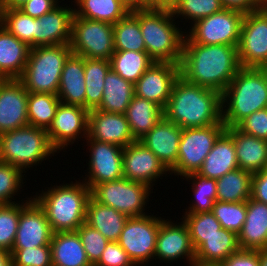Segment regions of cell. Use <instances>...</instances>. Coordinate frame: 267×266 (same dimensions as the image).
<instances>
[{"mask_svg":"<svg viewBox=\"0 0 267 266\" xmlns=\"http://www.w3.org/2000/svg\"><path fill=\"white\" fill-rule=\"evenodd\" d=\"M88 136L101 142L112 143L122 148L135 142L125 114L89 111Z\"/></svg>","mask_w":267,"mask_h":266,"instance_id":"cell-21","label":"cell"},{"mask_svg":"<svg viewBox=\"0 0 267 266\" xmlns=\"http://www.w3.org/2000/svg\"><path fill=\"white\" fill-rule=\"evenodd\" d=\"M125 116L132 136L135 140H140L161 120L164 113L156 103L134 95Z\"/></svg>","mask_w":267,"mask_h":266,"instance_id":"cell-31","label":"cell"},{"mask_svg":"<svg viewBox=\"0 0 267 266\" xmlns=\"http://www.w3.org/2000/svg\"><path fill=\"white\" fill-rule=\"evenodd\" d=\"M84 140L90 147L88 148L90 159L88 160V173L86 172L83 182L92 189L96 184L122 179L123 148L112 143L91 139L89 136Z\"/></svg>","mask_w":267,"mask_h":266,"instance_id":"cell-14","label":"cell"},{"mask_svg":"<svg viewBox=\"0 0 267 266\" xmlns=\"http://www.w3.org/2000/svg\"><path fill=\"white\" fill-rule=\"evenodd\" d=\"M72 8V9H71ZM74 8L57 5L50 12L35 19V47L69 44Z\"/></svg>","mask_w":267,"mask_h":266,"instance_id":"cell-23","label":"cell"},{"mask_svg":"<svg viewBox=\"0 0 267 266\" xmlns=\"http://www.w3.org/2000/svg\"><path fill=\"white\" fill-rule=\"evenodd\" d=\"M84 57L71 54L61 72L57 96L60 102L85 108Z\"/></svg>","mask_w":267,"mask_h":266,"instance_id":"cell-28","label":"cell"},{"mask_svg":"<svg viewBox=\"0 0 267 266\" xmlns=\"http://www.w3.org/2000/svg\"><path fill=\"white\" fill-rule=\"evenodd\" d=\"M253 173L237 168L217 179V201L242 202L251 197Z\"/></svg>","mask_w":267,"mask_h":266,"instance_id":"cell-34","label":"cell"},{"mask_svg":"<svg viewBox=\"0 0 267 266\" xmlns=\"http://www.w3.org/2000/svg\"><path fill=\"white\" fill-rule=\"evenodd\" d=\"M260 266H267V249L259 250Z\"/></svg>","mask_w":267,"mask_h":266,"instance_id":"cell-59","label":"cell"},{"mask_svg":"<svg viewBox=\"0 0 267 266\" xmlns=\"http://www.w3.org/2000/svg\"><path fill=\"white\" fill-rule=\"evenodd\" d=\"M28 0H0V8H19Z\"/></svg>","mask_w":267,"mask_h":266,"instance_id":"cell-57","label":"cell"},{"mask_svg":"<svg viewBox=\"0 0 267 266\" xmlns=\"http://www.w3.org/2000/svg\"><path fill=\"white\" fill-rule=\"evenodd\" d=\"M50 246L52 266H92L77 231L53 233Z\"/></svg>","mask_w":267,"mask_h":266,"instance_id":"cell-29","label":"cell"},{"mask_svg":"<svg viewBox=\"0 0 267 266\" xmlns=\"http://www.w3.org/2000/svg\"><path fill=\"white\" fill-rule=\"evenodd\" d=\"M111 69L110 60L84 58L85 108L97 109L103 98L104 79Z\"/></svg>","mask_w":267,"mask_h":266,"instance_id":"cell-35","label":"cell"},{"mask_svg":"<svg viewBox=\"0 0 267 266\" xmlns=\"http://www.w3.org/2000/svg\"><path fill=\"white\" fill-rule=\"evenodd\" d=\"M164 219L148 213L127 219L117 242L136 266H146L154 259L156 238Z\"/></svg>","mask_w":267,"mask_h":266,"instance_id":"cell-11","label":"cell"},{"mask_svg":"<svg viewBox=\"0 0 267 266\" xmlns=\"http://www.w3.org/2000/svg\"><path fill=\"white\" fill-rule=\"evenodd\" d=\"M129 217L92 197L88 200L86 223L97 229L109 242H117Z\"/></svg>","mask_w":267,"mask_h":266,"instance_id":"cell-30","label":"cell"},{"mask_svg":"<svg viewBox=\"0 0 267 266\" xmlns=\"http://www.w3.org/2000/svg\"><path fill=\"white\" fill-rule=\"evenodd\" d=\"M24 172L12 164L0 161V204L16 203L14 196L23 188Z\"/></svg>","mask_w":267,"mask_h":266,"instance_id":"cell-45","label":"cell"},{"mask_svg":"<svg viewBox=\"0 0 267 266\" xmlns=\"http://www.w3.org/2000/svg\"><path fill=\"white\" fill-rule=\"evenodd\" d=\"M59 104L60 99L55 94L28 92L29 125L47 130L56 115Z\"/></svg>","mask_w":267,"mask_h":266,"instance_id":"cell-38","label":"cell"},{"mask_svg":"<svg viewBox=\"0 0 267 266\" xmlns=\"http://www.w3.org/2000/svg\"><path fill=\"white\" fill-rule=\"evenodd\" d=\"M89 110L60 102L56 115L46 130L52 146L59 153L78 138L88 137ZM80 136V137H79Z\"/></svg>","mask_w":267,"mask_h":266,"instance_id":"cell-15","label":"cell"},{"mask_svg":"<svg viewBox=\"0 0 267 266\" xmlns=\"http://www.w3.org/2000/svg\"><path fill=\"white\" fill-rule=\"evenodd\" d=\"M20 218V201L0 204V249L11 252Z\"/></svg>","mask_w":267,"mask_h":266,"instance_id":"cell-46","label":"cell"},{"mask_svg":"<svg viewBox=\"0 0 267 266\" xmlns=\"http://www.w3.org/2000/svg\"><path fill=\"white\" fill-rule=\"evenodd\" d=\"M251 198L267 204V167L253 173Z\"/></svg>","mask_w":267,"mask_h":266,"instance_id":"cell-53","label":"cell"},{"mask_svg":"<svg viewBox=\"0 0 267 266\" xmlns=\"http://www.w3.org/2000/svg\"><path fill=\"white\" fill-rule=\"evenodd\" d=\"M154 61L147 52L115 51L110 59L111 69L123 79L135 84Z\"/></svg>","mask_w":267,"mask_h":266,"instance_id":"cell-37","label":"cell"},{"mask_svg":"<svg viewBox=\"0 0 267 266\" xmlns=\"http://www.w3.org/2000/svg\"><path fill=\"white\" fill-rule=\"evenodd\" d=\"M11 259V253L0 249V266H4Z\"/></svg>","mask_w":267,"mask_h":266,"instance_id":"cell-58","label":"cell"},{"mask_svg":"<svg viewBox=\"0 0 267 266\" xmlns=\"http://www.w3.org/2000/svg\"><path fill=\"white\" fill-rule=\"evenodd\" d=\"M223 8L234 9L243 13L259 10L266 0H220Z\"/></svg>","mask_w":267,"mask_h":266,"instance_id":"cell-54","label":"cell"},{"mask_svg":"<svg viewBox=\"0 0 267 266\" xmlns=\"http://www.w3.org/2000/svg\"><path fill=\"white\" fill-rule=\"evenodd\" d=\"M182 128L164 116L139 142L151 150L164 166L171 171L178 159Z\"/></svg>","mask_w":267,"mask_h":266,"instance_id":"cell-22","label":"cell"},{"mask_svg":"<svg viewBox=\"0 0 267 266\" xmlns=\"http://www.w3.org/2000/svg\"><path fill=\"white\" fill-rule=\"evenodd\" d=\"M4 266H14L13 260L10 259Z\"/></svg>","mask_w":267,"mask_h":266,"instance_id":"cell-61","label":"cell"},{"mask_svg":"<svg viewBox=\"0 0 267 266\" xmlns=\"http://www.w3.org/2000/svg\"><path fill=\"white\" fill-rule=\"evenodd\" d=\"M134 95V84L110 69L104 79L103 98L97 109L125 114Z\"/></svg>","mask_w":267,"mask_h":266,"instance_id":"cell-32","label":"cell"},{"mask_svg":"<svg viewBox=\"0 0 267 266\" xmlns=\"http://www.w3.org/2000/svg\"><path fill=\"white\" fill-rule=\"evenodd\" d=\"M164 117L180 128L205 127L222 122V94L179 76L163 109Z\"/></svg>","mask_w":267,"mask_h":266,"instance_id":"cell-2","label":"cell"},{"mask_svg":"<svg viewBox=\"0 0 267 266\" xmlns=\"http://www.w3.org/2000/svg\"><path fill=\"white\" fill-rule=\"evenodd\" d=\"M10 253L14 266H52L50 245L12 249Z\"/></svg>","mask_w":267,"mask_h":266,"instance_id":"cell-48","label":"cell"},{"mask_svg":"<svg viewBox=\"0 0 267 266\" xmlns=\"http://www.w3.org/2000/svg\"><path fill=\"white\" fill-rule=\"evenodd\" d=\"M53 231L43 208L34 198L20 204V218L12 249L36 248L50 245Z\"/></svg>","mask_w":267,"mask_h":266,"instance_id":"cell-16","label":"cell"},{"mask_svg":"<svg viewBox=\"0 0 267 266\" xmlns=\"http://www.w3.org/2000/svg\"><path fill=\"white\" fill-rule=\"evenodd\" d=\"M236 127L246 134L267 140V108L253 112Z\"/></svg>","mask_w":267,"mask_h":266,"instance_id":"cell-49","label":"cell"},{"mask_svg":"<svg viewBox=\"0 0 267 266\" xmlns=\"http://www.w3.org/2000/svg\"><path fill=\"white\" fill-rule=\"evenodd\" d=\"M179 1L180 0H148V9L173 11Z\"/></svg>","mask_w":267,"mask_h":266,"instance_id":"cell-55","label":"cell"},{"mask_svg":"<svg viewBox=\"0 0 267 266\" xmlns=\"http://www.w3.org/2000/svg\"><path fill=\"white\" fill-rule=\"evenodd\" d=\"M59 0H28L19 9L32 18H39L50 12L58 4Z\"/></svg>","mask_w":267,"mask_h":266,"instance_id":"cell-52","label":"cell"},{"mask_svg":"<svg viewBox=\"0 0 267 266\" xmlns=\"http://www.w3.org/2000/svg\"><path fill=\"white\" fill-rule=\"evenodd\" d=\"M241 68H267V12L245 13L237 46Z\"/></svg>","mask_w":267,"mask_h":266,"instance_id":"cell-13","label":"cell"},{"mask_svg":"<svg viewBox=\"0 0 267 266\" xmlns=\"http://www.w3.org/2000/svg\"><path fill=\"white\" fill-rule=\"evenodd\" d=\"M246 203V220L238 234L240 249H267V204L251 197Z\"/></svg>","mask_w":267,"mask_h":266,"instance_id":"cell-25","label":"cell"},{"mask_svg":"<svg viewBox=\"0 0 267 266\" xmlns=\"http://www.w3.org/2000/svg\"><path fill=\"white\" fill-rule=\"evenodd\" d=\"M179 76V64L153 62L134 84L135 95L152 101L164 109L170 98L174 82Z\"/></svg>","mask_w":267,"mask_h":266,"instance_id":"cell-18","label":"cell"},{"mask_svg":"<svg viewBox=\"0 0 267 266\" xmlns=\"http://www.w3.org/2000/svg\"><path fill=\"white\" fill-rule=\"evenodd\" d=\"M262 8L267 12V1L264 2V5Z\"/></svg>","mask_w":267,"mask_h":266,"instance_id":"cell-62","label":"cell"},{"mask_svg":"<svg viewBox=\"0 0 267 266\" xmlns=\"http://www.w3.org/2000/svg\"><path fill=\"white\" fill-rule=\"evenodd\" d=\"M128 12L144 10L148 8V0H119Z\"/></svg>","mask_w":267,"mask_h":266,"instance_id":"cell-56","label":"cell"},{"mask_svg":"<svg viewBox=\"0 0 267 266\" xmlns=\"http://www.w3.org/2000/svg\"><path fill=\"white\" fill-rule=\"evenodd\" d=\"M244 15L241 11L223 8L217 13L197 20L186 35L194 43L201 45L238 46Z\"/></svg>","mask_w":267,"mask_h":266,"instance_id":"cell-12","label":"cell"},{"mask_svg":"<svg viewBox=\"0 0 267 266\" xmlns=\"http://www.w3.org/2000/svg\"><path fill=\"white\" fill-rule=\"evenodd\" d=\"M221 266H260L259 250L239 249L220 263Z\"/></svg>","mask_w":267,"mask_h":266,"instance_id":"cell-51","label":"cell"},{"mask_svg":"<svg viewBox=\"0 0 267 266\" xmlns=\"http://www.w3.org/2000/svg\"><path fill=\"white\" fill-rule=\"evenodd\" d=\"M123 178L144 183L151 188L158 178L170 173L159 158L136 140L123 148ZM165 174V175H163Z\"/></svg>","mask_w":267,"mask_h":266,"instance_id":"cell-19","label":"cell"},{"mask_svg":"<svg viewBox=\"0 0 267 266\" xmlns=\"http://www.w3.org/2000/svg\"><path fill=\"white\" fill-rule=\"evenodd\" d=\"M180 76L221 94L241 69L237 46L201 45L185 36Z\"/></svg>","mask_w":267,"mask_h":266,"instance_id":"cell-1","label":"cell"},{"mask_svg":"<svg viewBox=\"0 0 267 266\" xmlns=\"http://www.w3.org/2000/svg\"><path fill=\"white\" fill-rule=\"evenodd\" d=\"M69 45L73 54L78 56L110 60L115 52L113 24L74 14Z\"/></svg>","mask_w":267,"mask_h":266,"instance_id":"cell-9","label":"cell"},{"mask_svg":"<svg viewBox=\"0 0 267 266\" xmlns=\"http://www.w3.org/2000/svg\"><path fill=\"white\" fill-rule=\"evenodd\" d=\"M78 17L115 24L129 12L119 0H74Z\"/></svg>","mask_w":267,"mask_h":266,"instance_id":"cell-36","label":"cell"},{"mask_svg":"<svg viewBox=\"0 0 267 266\" xmlns=\"http://www.w3.org/2000/svg\"><path fill=\"white\" fill-rule=\"evenodd\" d=\"M30 47L0 24V79H19L27 64Z\"/></svg>","mask_w":267,"mask_h":266,"instance_id":"cell-26","label":"cell"},{"mask_svg":"<svg viewBox=\"0 0 267 266\" xmlns=\"http://www.w3.org/2000/svg\"><path fill=\"white\" fill-rule=\"evenodd\" d=\"M113 36L115 51L146 52L139 20L132 12L113 24Z\"/></svg>","mask_w":267,"mask_h":266,"instance_id":"cell-39","label":"cell"},{"mask_svg":"<svg viewBox=\"0 0 267 266\" xmlns=\"http://www.w3.org/2000/svg\"><path fill=\"white\" fill-rule=\"evenodd\" d=\"M239 249L238 235L221 228L195 251V262L220 264Z\"/></svg>","mask_w":267,"mask_h":266,"instance_id":"cell-33","label":"cell"},{"mask_svg":"<svg viewBox=\"0 0 267 266\" xmlns=\"http://www.w3.org/2000/svg\"><path fill=\"white\" fill-rule=\"evenodd\" d=\"M132 13L139 20L149 57L154 62L180 64L186 32L176 25L172 11L147 8Z\"/></svg>","mask_w":267,"mask_h":266,"instance_id":"cell-5","label":"cell"},{"mask_svg":"<svg viewBox=\"0 0 267 266\" xmlns=\"http://www.w3.org/2000/svg\"><path fill=\"white\" fill-rule=\"evenodd\" d=\"M75 181L56 184L33 196L45 211L53 233L76 231L86 222L91 189L82 180Z\"/></svg>","mask_w":267,"mask_h":266,"instance_id":"cell-3","label":"cell"},{"mask_svg":"<svg viewBox=\"0 0 267 266\" xmlns=\"http://www.w3.org/2000/svg\"><path fill=\"white\" fill-rule=\"evenodd\" d=\"M72 53L69 44L30 48L27 64L19 80L28 92L57 95L61 72Z\"/></svg>","mask_w":267,"mask_h":266,"instance_id":"cell-7","label":"cell"},{"mask_svg":"<svg viewBox=\"0 0 267 266\" xmlns=\"http://www.w3.org/2000/svg\"><path fill=\"white\" fill-rule=\"evenodd\" d=\"M191 266H221L220 264L194 262Z\"/></svg>","mask_w":267,"mask_h":266,"instance_id":"cell-60","label":"cell"},{"mask_svg":"<svg viewBox=\"0 0 267 266\" xmlns=\"http://www.w3.org/2000/svg\"><path fill=\"white\" fill-rule=\"evenodd\" d=\"M0 24L30 48L35 47V18L19 8H0Z\"/></svg>","mask_w":267,"mask_h":266,"instance_id":"cell-40","label":"cell"},{"mask_svg":"<svg viewBox=\"0 0 267 266\" xmlns=\"http://www.w3.org/2000/svg\"><path fill=\"white\" fill-rule=\"evenodd\" d=\"M211 213L219 221L222 228L232 231L237 235L246 220L247 203L215 201Z\"/></svg>","mask_w":267,"mask_h":266,"instance_id":"cell-43","label":"cell"},{"mask_svg":"<svg viewBox=\"0 0 267 266\" xmlns=\"http://www.w3.org/2000/svg\"><path fill=\"white\" fill-rule=\"evenodd\" d=\"M223 9L220 0H180L172 13L177 19L191 20L190 25L197 20L208 17Z\"/></svg>","mask_w":267,"mask_h":266,"instance_id":"cell-44","label":"cell"},{"mask_svg":"<svg viewBox=\"0 0 267 266\" xmlns=\"http://www.w3.org/2000/svg\"><path fill=\"white\" fill-rule=\"evenodd\" d=\"M150 189L144 183L122 178L96 184L91 189V197L128 217H139L147 215L144 211L149 204L150 193H153V189Z\"/></svg>","mask_w":267,"mask_h":266,"instance_id":"cell-8","label":"cell"},{"mask_svg":"<svg viewBox=\"0 0 267 266\" xmlns=\"http://www.w3.org/2000/svg\"><path fill=\"white\" fill-rule=\"evenodd\" d=\"M181 179L192 180L191 189L194 196V199H191L192 204H189L188 209L185 208V213L211 212L214 202L217 201V180L197 173L188 174Z\"/></svg>","mask_w":267,"mask_h":266,"instance_id":"cell-41","label":"cell"},{"mask_svg":"<svg viewBox=\"0 0 267 266\" xmlns=\"http://www.w3.org/2000/svg\"><path fill=\"white\" fill-rule=\"evenodd\" d=\"M154 259L169 264L178 259H186L189 266L195 262V249L188 227L183 220L178 224L173 223L171 219H164L161 222L156 238Z\"/></svg>","mask_w":267,"mask_h":266,"instance_id":"cell-17","label":"cell"},{"mask_svg":"<svg viewBox=\"0 0 267 266\" xmlns=\"http://www.w3.org/2000/svg\"><path fill=\"white\" fill-rule=\"evenodd\" d=\"M56 152L59 153L45 129L27 125L0 134V161L18 167L24 173Z\"/></svg>","mask_w":267,"mask_h":266,"instance_id":"cell-6","label":"cell"},{"mask_svg":"<svg viewBox=\"0 0 267 266\" xmlns=\"http://www.w3.org/2000/svg\"><path fill=\"white\" fill-rule=\"evenodd\" d=\"M232 136L238 167L256 173L267 167V140L240 131L237 127H226Z\"/></svg>","mask_w":267,"mask_h":266,"instance_id":"cell-24","label":"cell"},{"mask_svg":"<svg viewBox=\"0 0 267 266\" xmlns=\"http://www.w3.org/2000/svg\"><path fill=\"white\" fill-rule=\"evenodd\" d=\"M87 258L92 266H95L109 241L97 230L84 222L77 230Z\"/></svg>","mask_w":267,"mask_h":266,"instance_id":"cell-47","label":"cell"},{"mask_svg":"<svg viewBox=\"0 0 267 266\" xmlns=\"http://www.w3.org/2000/svg\"><path fill=\"white\" fill-rule=\"evenodd\" d=\"M237 168L235 144L232 136L225 130L216 140L197 174L217 180Z\"/></svg>","mask_w":267,"mask_h":266,"instance_id":"cell-27","label":"cell"},{"mask_svg":"<svg viewBox=\"0 0 267 266\" xmlns=\"http://www.w3.org/2000/svg\"><path fill=\"white\" fill-rule=\"evenodd\" d=\"M264 108H267V68H241L222 93V122L226 127H236Z\"/></svg>","mask_w":267,"mask_h":266,"instance_id":"cell-4","label":"cell"},{"mask_svg":"<svg viewBox=\"0 0 267 266\" xmlns=\"http://www.w3.org/2000/svg\"><path fill=\"white\" fill-rule=\"evenodd\" d=\"M184 214L181 219L188 227L195 251L206 242V238L217 233L222 228L219 221L211 212Z\"/></svg>","mask_w":267,"mask_h":266,"instance_id":"cell-42","label":"cell"},{"mask_svg":"<svg viewBox=\"0 0 267 266\" xmlns=\"http://www.w3.org/2000/svg\"><path fill=\"white\" fill-rule=\"evenodd\" d=\"M226 130L225 124L182 129L176 166L170 174L185 177L197 173L218 137Z\"/></svg>","mask_w":267,"mask_h":266,"instance_id":"cell-10","label":"cell"},{"mask_svg":"<svg viewBox=\"0 0 267 266\" xmlns=\"http://www.w3.org/2000/svg\"><path fill=\"white\" fill-rule=\"evenodd\" d=\"M28 91L19 79H0V134L29 125Z\"/></svg>","mask_w":267,"mask_h":266,"instance_id":"cell-20","label":"cell"},{"mask_svg":"<svg viewBox=\"0 0 267 266\" xmlns=\"http://www.w3.org/2000/svg\"><path fill=\"white\" fill-rule=\"evenodd\" d=\"M95 266H136L118 242H109Z\"/></svg>","mask_w":267,"mask_h":266,"instance_id":"cell-50","label":"cell"}]
</instances>
